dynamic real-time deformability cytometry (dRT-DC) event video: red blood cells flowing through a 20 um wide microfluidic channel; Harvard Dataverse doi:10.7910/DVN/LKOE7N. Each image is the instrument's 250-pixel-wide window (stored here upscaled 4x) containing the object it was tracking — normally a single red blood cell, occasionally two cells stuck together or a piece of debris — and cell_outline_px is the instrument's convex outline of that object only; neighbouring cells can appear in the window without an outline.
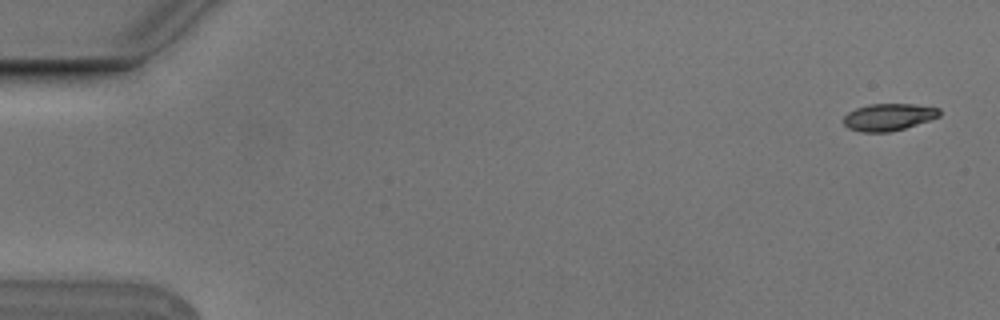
{"species": "Egyptian fruit bat (a non-hibernating species)", "species_latin": "Rousettus aegyptiacus", "temperature_condition": "cold", "stored_images_in_passage": 5, "camera_frame_rate_fps": 3000, "um_per_image_px": 0.085, "animal": {"sex": "male"}, "frame": {"image": 1, "passage_image": 1, "time_ms": 0.0, "image_size_px": [1000, 320], "cell_outline_px": [[940, 116], [904, 128], [888, 132], [860, 132], [848, 128], [844, 124], [844, 116], [848, 112], [856, 108], [868, 104], [912, 104], [940, 108]], "centroid_in_image_um": [75.5, 9.94], "position_along_channel_um": 9.5, "area_um2": 15.03}}
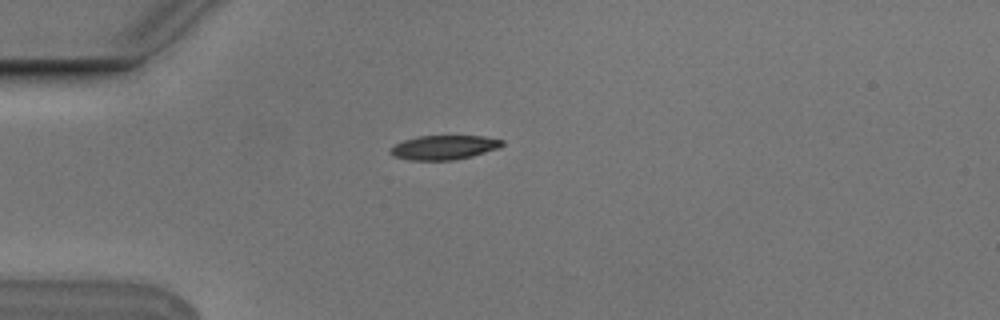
{"frame": {"image": 2, "passage_image": 4, "time_ms": 1.0, "image_size_px": [1000, 320], "cell_outline_px": [[504, 144], [500, 148], [472, 156], [452, 160], [408, 160], [392, 156], [388, 152], [388, 148], [404, 140], [416, 136], [484, 136], [504, 140]], "centroid_in_image_um": [37.72, 12.53], "position_along_channel_um": 47.3, "area_um2": 16.01}}
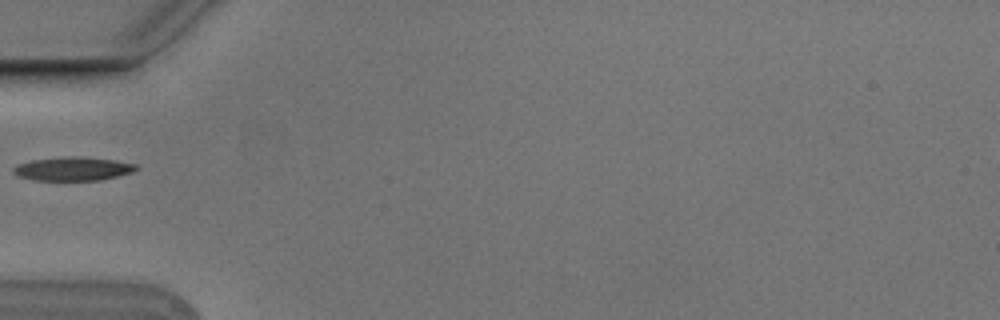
{"frame": {"image": 3, "passage_image": 5, "time_ms": 1.333, "image_size_px": [1000, 320], "cell_outline_px": [[140, 168], [132, 172], [100, 180], [36, 180], [16, 176], [12, 172], [12, 168], [16, 164], [32, 160], [64, 156], [76, 156], [116, 160], [136, 164]], "centroid_in_image_um": [6.17, 14.34], "position_along_channel_um": 78.8, "area_um2": 17.05}}